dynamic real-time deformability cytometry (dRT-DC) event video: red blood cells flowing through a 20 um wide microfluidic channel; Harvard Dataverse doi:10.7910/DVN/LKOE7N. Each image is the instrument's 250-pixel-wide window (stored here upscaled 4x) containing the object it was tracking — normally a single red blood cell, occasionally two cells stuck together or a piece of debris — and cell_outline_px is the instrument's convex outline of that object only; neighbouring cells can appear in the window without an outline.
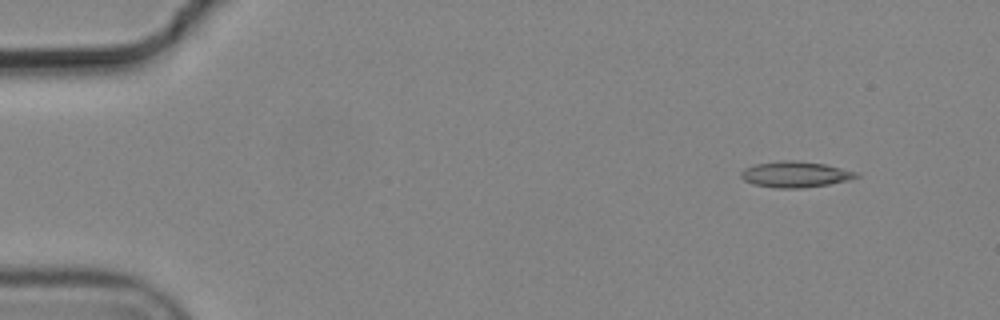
{"species": "common noctule bat (a hibernating species)", "species_latin": "Nyctalus noctula", "temperature_condition": "cold", "stored_images_in_passage": 5, "camera_frame_rate_fps": 3000, "um_per_image_px": 0.085, "animal": {"sex": "male", "body_mass_g": 19.2, "forearm_length_mm": 51.8}, "frame": {"image": 1, "passage_image": 2, "time_ms": 0.333, "image_size_px": [1000, 320], "cell_outline_px": [[860, 176], [848, 180], [828, 184], [800, 188], [776, 188], [752, 184], [744, 180], [740, 176], [740, 172], [744, 168], [756, 164], [780, 160], [796, 160], [824, 164], [856, 172]], "centroid_in_image_um": [67.55, 14.82], "position_along_channel_um": 17.5, "area_um2": 17.34}}